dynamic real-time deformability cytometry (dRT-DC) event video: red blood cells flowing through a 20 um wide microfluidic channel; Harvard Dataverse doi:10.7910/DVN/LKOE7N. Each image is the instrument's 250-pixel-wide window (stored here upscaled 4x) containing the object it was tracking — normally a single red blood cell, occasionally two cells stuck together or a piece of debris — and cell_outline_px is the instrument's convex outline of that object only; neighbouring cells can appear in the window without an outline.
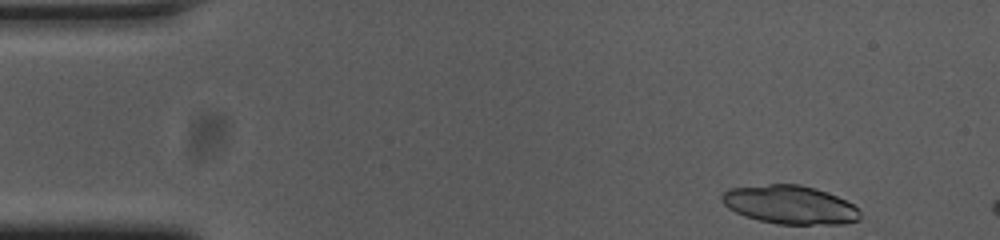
{"species": "common noctule bat (a hibernating species)", "species_latin": "Nyctalus noctula", "temperature_condition": "cold", "stored_images_in_passage": 6, "camera_frame_rate_fps": 3000, "um_per_image_px": 0.085, "animal": {"sex": "female", "body_mass_g": 23.0, "forearm_length_mm": 53.4}, "frame": {"image": 1, "passage_image": 1, "time_ms": 0.0, "image_size_px": [1000, 240], "cell_outline_px": [[860, 220], [844, 224], [776, 224], [744, 216], [728, 208], [720, 200], [720, 196], [728, 188], [768, 184], [800, 184], [816, 188], [828, 192], [860, 208]], "centroid_in_image_um": [67.14, 17.4], "position_along_channel_um": 17.9, "area_um2": 31.27}}